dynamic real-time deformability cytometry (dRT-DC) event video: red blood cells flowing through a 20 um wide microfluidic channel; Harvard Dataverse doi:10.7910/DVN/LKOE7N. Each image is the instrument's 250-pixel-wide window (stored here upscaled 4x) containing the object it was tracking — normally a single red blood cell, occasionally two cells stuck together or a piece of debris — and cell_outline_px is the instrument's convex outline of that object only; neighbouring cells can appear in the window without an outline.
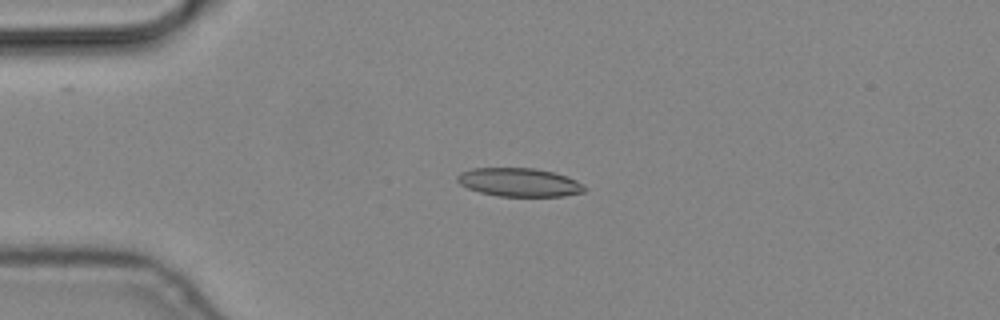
{"species": "common noctule bat (a hibernating species)", "species_latin": "Nyctalus noctula", "temperature_condition": "cold", "stored_images_in_passage": 4, "camera_frame_rate_fps": 3000, "um_per_image_px": 0.085, "animal": {"sex": "male", "body_mass_g": 19.2, "forearm_length_mm": 51.8}, "frame": {"image": 1, "passage_image": 2, "time_ms": 0.333, "image_size_px": [1000, 320], "cell_outline_px": [[584, 192], [564, 196], [496, 196], [480, 192], [468, 188], [460, 184], [456, 180], [456, 176], [460, 172], [472, 168], [536, 168], [552, 172], [576, 180], [584, 188]], "centroid_in_image_um": [44.07, 15.49], "position_along_channel_um": 40.9, "area_um2": 20.98}}
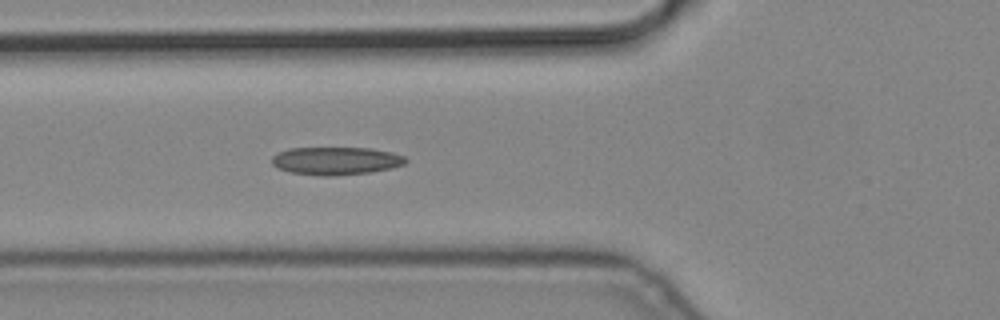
{"frame": {"image": 2, "passage_image": 4, "time_ms": 1.0, "image_size_px": [1000, 320], "cell_outline_px": [[408, 160], [404, 164], [392, 168], [368, 172], [332, 176], [324, 176], [292, 172], [276, 168], [272, 164], [272, 156], [288, 148], [372, 148], [392, 152], [404, 156]], "centroid_in_image_um": [28.56, 13.66], "position_along_channel_um": 97.2, "area_um2": 21.68}}